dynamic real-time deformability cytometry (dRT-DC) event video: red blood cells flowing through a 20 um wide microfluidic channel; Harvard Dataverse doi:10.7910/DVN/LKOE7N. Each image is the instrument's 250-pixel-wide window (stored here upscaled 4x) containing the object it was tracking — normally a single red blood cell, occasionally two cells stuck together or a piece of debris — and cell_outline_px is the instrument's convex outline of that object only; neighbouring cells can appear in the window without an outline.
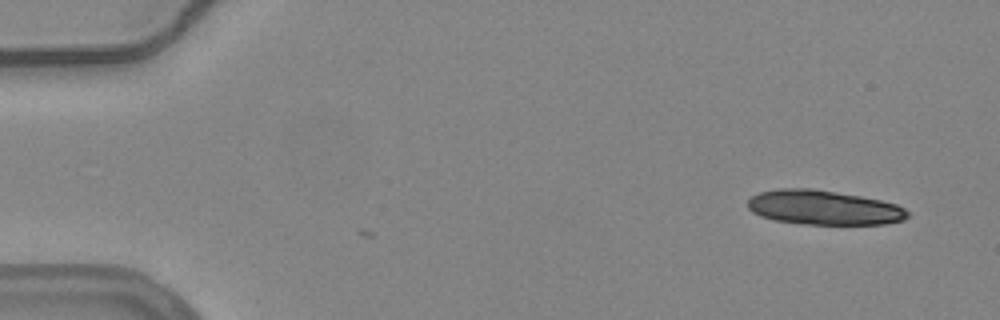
{"species": "common noctule bat (a hibernating species)", "species_latin": "Nyctalus noctula", "temperature_condition": "warm", "stored_images_in_passage": 5, "camera_frame_rate_fps": 3000, "um_per_image_px": 0.085, "animal": {"sex": "female", "body_mass_g": 24.6, "forearm_length_mm": 56.2}, "frame": {"image": 1, "passage_image": 5, "time_ms": 1.333, "image_size_px": [1000, 320], "cell_outline_px": [[908, 216], [904, 220], [884, 224], [800, 224], [772, 220], [760, 216], [752, 212], [748, 208], [748, 200], [752, 196], [760, 192], [776, 188], [812, 188], [860, 196], [880, 200], [896, 204], [904, 208], [908, 212]], "centroid_in_image_um": [69.98, 17.64], "position_along_channel_um": 15.0, "area_um2": 32.25}}